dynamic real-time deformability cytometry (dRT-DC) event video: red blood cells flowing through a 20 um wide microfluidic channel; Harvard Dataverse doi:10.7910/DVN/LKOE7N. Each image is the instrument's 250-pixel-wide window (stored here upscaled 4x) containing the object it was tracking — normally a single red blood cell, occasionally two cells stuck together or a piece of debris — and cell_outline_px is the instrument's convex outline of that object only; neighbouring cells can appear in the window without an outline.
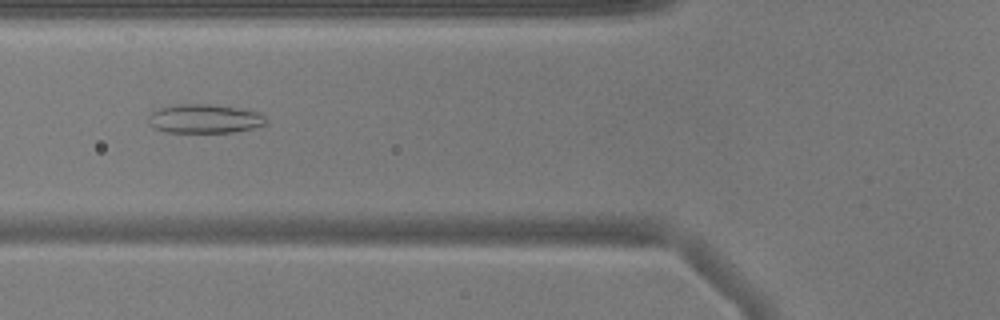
{"species": "common noctule bat (a hibernating species)", "species_latin": "Nyctalus noctula", "temperature_condition": "warm", "stored_images_in_passage": 40, "camera_frame_rate_fps": 3000, "um_per_image_px": 0.085, "animal": {"sex": "male", "body_mass_g": 17.9}, "frame": {"image": 1, "passage_image": 8, "time_ms": 2.333, "image_size_px": [1000, 320], "cell_outline_px": [[268, 120], [264, 124], [252, 128], [232, 132], [168, 132], [156, 128], [148, 120], [152, 112], [160, 108], [180, 104], [208, 104], [236, 108], [260, 112]], "centroid_in_image_um": [17.42, 10.09], "position_along_channel_um": 108.4, "area_um2": 19.42}}
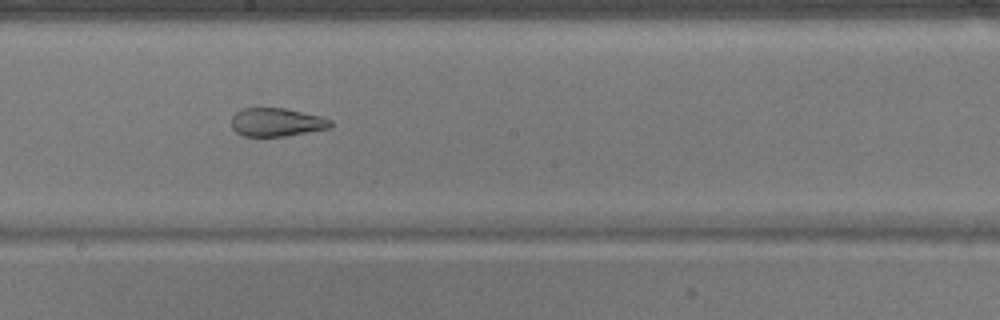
{"frame": {"image": 2, "passage_image": 17, "time_ms": 5.333, "image_size_px": [1000, 320], "cell_outline_px": [[332, 128], [284, 136], [240, 136], [232, 128], [232, 116], [236, 112], [244, 108], [284, 108], [324, 116], [332, 120]], "centroid_in_image_um": [23.55, 10.39], "position_along_channel_um": 224.7, "area_um2": 16.59}}
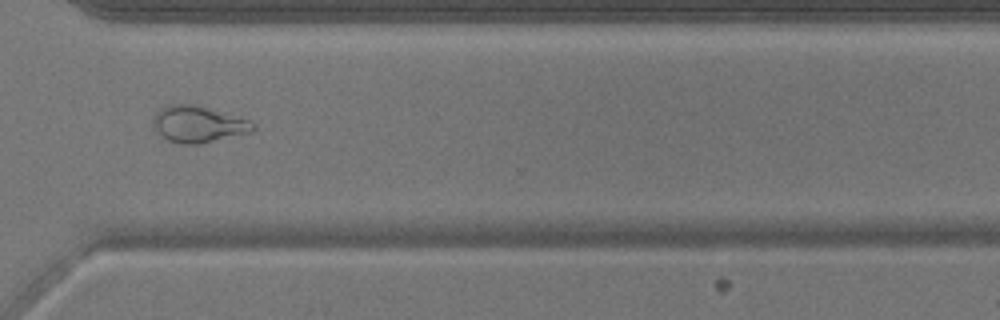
{"frame": {"image": 3, "passage_image": 27, "time_ms": 8.667, "image_size_px": [1000, 320], "cell_outline_px": [[256, 128], [252, 132], [200, 144], [180, 144], [168, 140], [156, 132], [152, 124], [152, 120], [156, 112], [160, 108], [168, 104], [196, 104], [252, 120], [256, 124]], "centroid_in_image_um": [16.86, 10.55], "position_along_channel_um": 353.7, "area_um2": 21.68}, "authors_computed_cell_mechanics": {"area_um2": 21.3571, "velocity_mm_per_s": 3.8709, "shape_relaxation_time_tau1_ms": null, "shape_relaxation_time_tau2_ms": 1.7026, "deformation_change_tau1": null, "deformation_change_tau2": 0.0961}}